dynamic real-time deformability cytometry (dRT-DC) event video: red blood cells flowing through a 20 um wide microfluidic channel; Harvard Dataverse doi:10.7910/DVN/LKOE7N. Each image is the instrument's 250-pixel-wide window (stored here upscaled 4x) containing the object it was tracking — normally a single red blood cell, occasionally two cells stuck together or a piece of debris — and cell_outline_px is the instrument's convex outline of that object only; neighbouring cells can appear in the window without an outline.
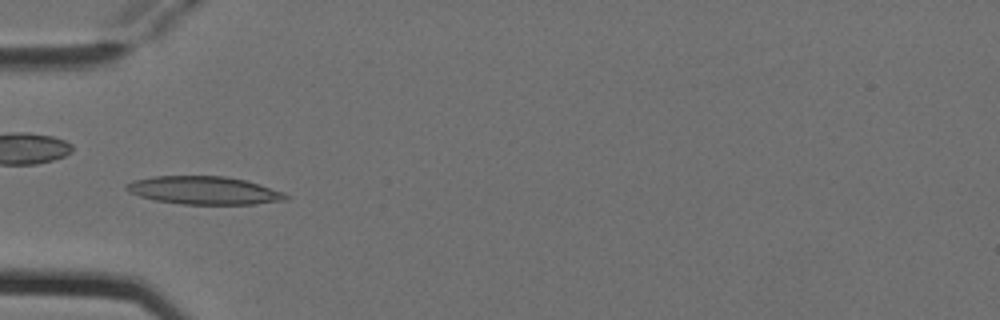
{"species": "Egyptian fruit bat (a non-hibernating species)", "species_latin": "Rousettus aegyptiacus", "temperature_condition": "cold", "stored_images_in_passage": 5, "camera_frame_rate_fps": 3000, "um_per_image_px": 0.085, "animal": {"sex": "female"}, "frame": {"image": 1, "passage_image": 4, "time_ms": 1.0, "image_size_px": [1000, 320], "cell_outline_px": [[288, 200], [256, 204], [180, 204], [156, 200], [140, 196], [128, 192], [124, 188], [124, 184], [132, 180], [152, 176], [224, 176], [244, 180], [260, 184], [284, 192], [288, 196]], "centroid_in_image_um": [17.32, 16.18], "position_along_channel_um": 67.7, "area_um2": 26.18}}
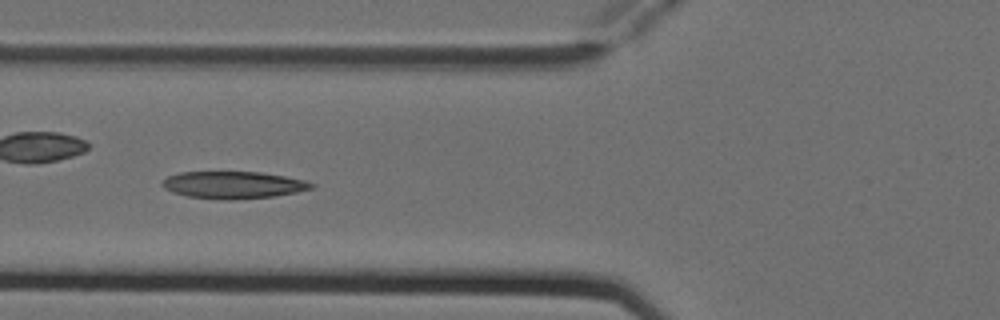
{"frame": {"image": 2, "passage_image": 5, "time_ms": 1.333, "image_size_px": [1000, 320], "cell_outline_px": [[316, 184], [312, 188], [296, 192], [272, 196], [236, 200], [228, 200], [188, 196], [172, 192], [164, 188], [160, 184], [168, 176], [180, 172], [260, 172], [284, 176], [304, 180]], "centroid_in_image_um": [19.82, 15.72], "position_along_channel_um": 106.0, "area_um2": 23.47}}